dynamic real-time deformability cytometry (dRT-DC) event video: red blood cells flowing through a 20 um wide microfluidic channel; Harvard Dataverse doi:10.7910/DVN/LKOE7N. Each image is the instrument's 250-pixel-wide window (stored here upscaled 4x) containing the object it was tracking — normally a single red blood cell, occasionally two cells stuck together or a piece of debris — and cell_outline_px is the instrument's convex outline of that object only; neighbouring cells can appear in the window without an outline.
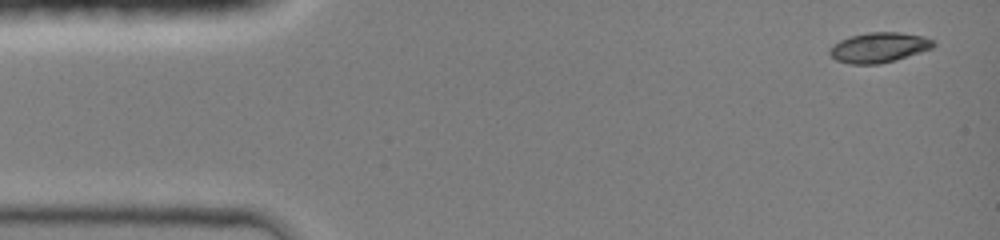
{"species": "common noctule bat (a hibernating species)", "species_latin": "Nyctalus noctula", "temperature_condition": "room temperature", "stored_images_in_passage": 5, "camera_frame_rate_fps": 3000, "um_per_image_px": 0.085, "animal": {"sex": "female", "body_mass_g": 19.0, "forearm_length_mm": 51.5}, "frame": {"image": 1, "passage_image": 1, "time_ms": 0.0, "image_size_px": [1000, 240], "cell_outline_px": [[936, 44], [932, 48], [896, 60], [880, 64], [848, 64], [836, 60], [828, 52], [828, 48], [832, 44], [840, 40], [852, 36], [868, 32], [900, 32], [924, 36], [932, 40]], "centroid_in_image_um": [74.68, 4.04], "position_along_channel_um": 10.3, "area_um2": 18.26}}
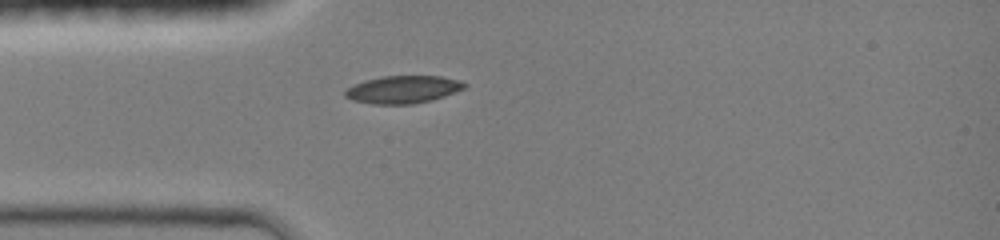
{"frame": {"image": 2, "passage_image": 5, "time_ms": 3.333, "image_size_px": [1000, 240], "cell_outline_px": [[468, 84], [464, 88], [444, 96], [432, 100], [412, 104], [372, 104], [352, 100], [344, 96], [344, 92], [352, 84], [364, 80], [384, 76], [440, 76], [460, 80]], "centroid_in_image_um": [34.23, 7.6], "position_along_channel_um": 50.8, "area_um2": 19.25}}